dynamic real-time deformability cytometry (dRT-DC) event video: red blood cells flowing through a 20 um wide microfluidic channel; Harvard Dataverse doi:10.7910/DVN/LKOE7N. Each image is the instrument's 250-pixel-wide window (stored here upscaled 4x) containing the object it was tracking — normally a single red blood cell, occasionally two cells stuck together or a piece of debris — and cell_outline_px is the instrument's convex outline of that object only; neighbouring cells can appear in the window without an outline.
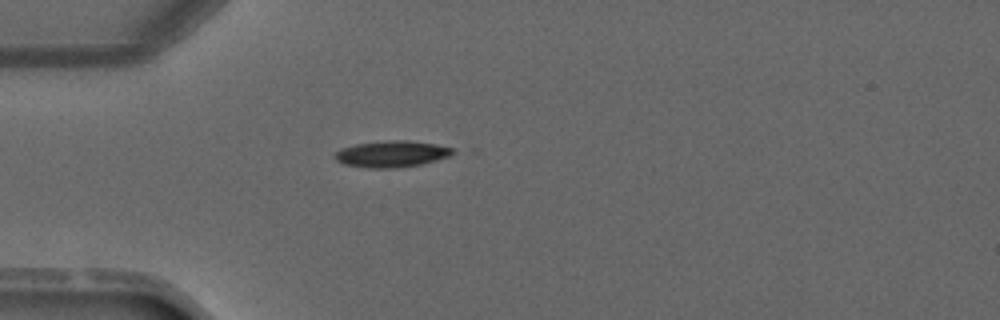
{"species": "common noctule bat (a hibernating species)", "species_latin": "Nyctalus noctula", "temperature_condition": "warm", "stored_images_in_passage": 1, "camera_frame_rate_fps": 3000, "um_per_image_px": 0.085, "animal": {"sex": "male", "forearm_length_mm": 52.5}, "frame": {"image": 1, "passage_image": 1, "time_ms": 0.0, "image_size_px": [1000, 320], "cell_outline_px": [[456, 152], [448, 156], [424, 164], [392, 168], [368, 168], [344, 164], [336, 160], [336, 152], [340, 148], [356, 144], [388, 140], [408, 140], [436, 144], [456, 148]], "centroid_in_image_um": [33.34, 13.08], "position_along_channel_um": 51.7, "area_um2": 18.21}}